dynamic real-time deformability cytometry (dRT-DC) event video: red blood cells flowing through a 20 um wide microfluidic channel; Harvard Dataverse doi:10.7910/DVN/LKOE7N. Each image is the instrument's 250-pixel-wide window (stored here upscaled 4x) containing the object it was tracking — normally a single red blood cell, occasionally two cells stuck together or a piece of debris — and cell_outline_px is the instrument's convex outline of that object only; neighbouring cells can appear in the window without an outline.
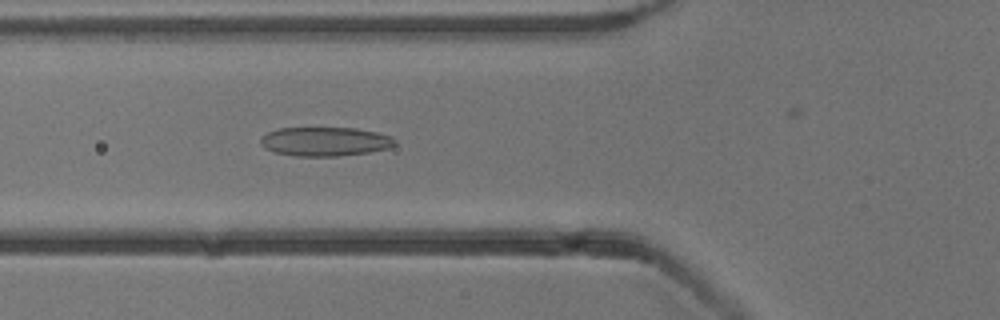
{"species": "common noctule bat (a hibernating species)", "species_latin": "Nyctalus noctula", "temperature_condition": "cold", "stored_images_in_passage": 41, "camera_frame_rate_fps": 3000, "um_per_image_px": 0.085, "animal": {"sex": "male", "body_mass_g": 13.3}, "frame": {"image": 1, "passage_image": 7, "time_ms": 2.0, "image_size_px": [1000, 320], "cell_outline_px": [[392, 144], [384, 148], [364, 152], [332, 156], [304, 156], [276, 152], [268, 148], [260, 140], [268, 132], [284, 128], [352, 128], [372, 132], [388, 136], [392, 140]], "centroid_in_image_um": [27.55, 12.02], "position_along_channel_um": 98.2, "area_um2": 21.39}}
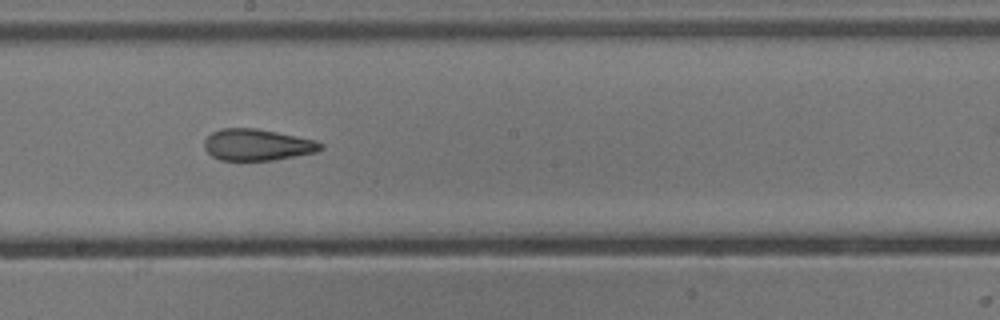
{"frame": {"image": 2, "passage_image": 17, "time_ms": 5.333, "image_size_px": [1000, 320], "cell_outline_px": [[320, 148], [312, 152], [268, 160], [224, 160], [212, 156], [208, 152], [204, 144], [208, 136], [212, 132], [224, 128], [252, 128], [312, 140], [320, 144]], "centroid_in_image_um": [21.74, 12.3], "position_along_channel_um": 226.5, "area_um2": 20.17}}
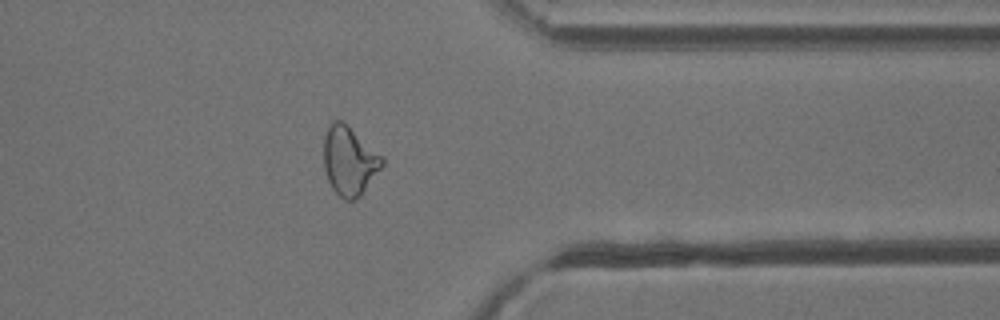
{"frame": {"image": 3, "passage_image": 30, "time_ms": 9.667, "image_size_px": [1000, 320], "cell_outline_px": [[384, 164], [364, 188], [352, 200], [348, 200], [340, 196], [336, 192], [328, 176], [324, 164], [324, 140], [328, 128], [336, 120], [340, 120], [380, 156], [384, 160]], "centroid_in_image_um": [29.66, 13.67], "position_along_channel_um": 381.7, "area_um2": 21.68}, "authors_computed_cell_mechanics": {"area_um2": 21.0392, "velocity_mm_per_s": 3.8246, "shape_relaxation_time_tau1_ms": null, "shape_relaxation_time_tau2_ms": 2.5951, "deformation_change_tau1": null, "deformation_change_tau2": 0.1177}}